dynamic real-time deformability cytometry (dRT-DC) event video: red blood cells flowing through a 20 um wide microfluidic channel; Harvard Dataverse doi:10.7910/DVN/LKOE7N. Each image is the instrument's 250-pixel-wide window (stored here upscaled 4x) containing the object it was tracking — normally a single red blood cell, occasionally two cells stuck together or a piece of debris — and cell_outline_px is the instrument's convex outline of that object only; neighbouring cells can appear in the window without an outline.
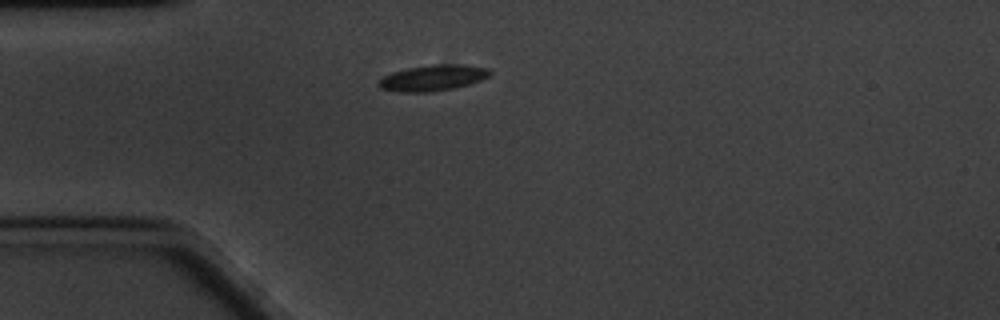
{"species": "common noctule bat (a hibernating species)", "species_latin": "Nyctalus noctula", "temperature_condition": "cold", "stored_images_in_passage": 46, "camera_frame_rate_fps": 3000, "um_per_image_px": 0.085, "animal": {"sex": "male", "body_mass_g": 20.1, "forearm_length_mm": 53.5}, "frame": {"image": 1, "passage_image": 1, "time_ms": 0.0, "image_size_px": [1000, 320], "cell_outline_px": [[492, 76], [456, 88], [428, 92], [400, 92], [380, 88], [376, 84], [384, 76], [392, 72], [408, 68], [432, 64], [468, 64], [488, 68], [492, 72]], "centroid_in_image_um": [36.83, 6.61], "position_along_channel_um": 48.2, "area_um2": 16.99}}
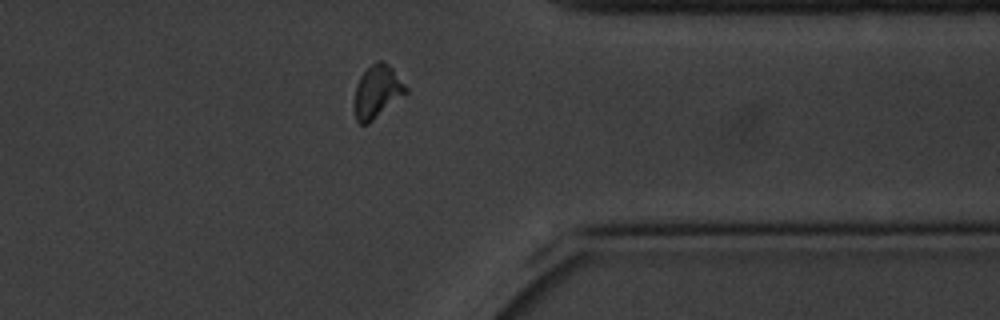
{"frame": {"image": 2, "passage_image": 33, "time_ms": 10.667, "image_size_px": [1000, 320], "cell_outline_px": [[408, 92], [368, 124], [360, 124], [356, 120], [356, 84], [360, 76], [376, 60], [380, 60], [388, 64], [392, 68], [408, 88]], "centroid_in_image_um": [32.09, 7.77], "position_along_channel_um": 379.3, "area_um2": 15.49}}
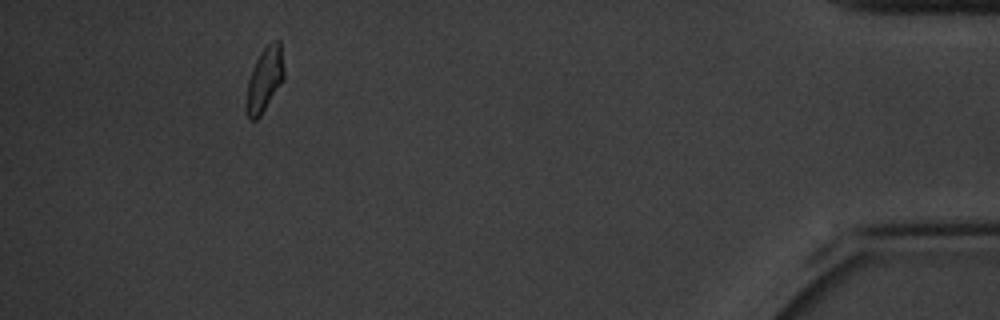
{"frame": {"image": 3, "passage_image": 41, "time_ms": 13.333, "image_size_px": [1000, 320], "cell_outline_px": [[284, 80], [260, 116], [256, 120], [248, 120], [244, 108], [248, 80], [252, 68], [260, 52], [272, 40], [280, 40], [284, 68]], "centroid_in_image_um": [22.47, 6.78], "position_along_channel_um": 412.7, "area_um2": 14.45}, "authors_computed_cell_mechanics": {"area_um2": 15.5193, "velocity_mm_per_s": 3.2928, "shape_relaxation_time_tau1_ms": null, "shape_relaxation_time_tau2_ms": 1.8389, "deformation_change_tau1": null, "deformation_change_tau2": 0.059}}